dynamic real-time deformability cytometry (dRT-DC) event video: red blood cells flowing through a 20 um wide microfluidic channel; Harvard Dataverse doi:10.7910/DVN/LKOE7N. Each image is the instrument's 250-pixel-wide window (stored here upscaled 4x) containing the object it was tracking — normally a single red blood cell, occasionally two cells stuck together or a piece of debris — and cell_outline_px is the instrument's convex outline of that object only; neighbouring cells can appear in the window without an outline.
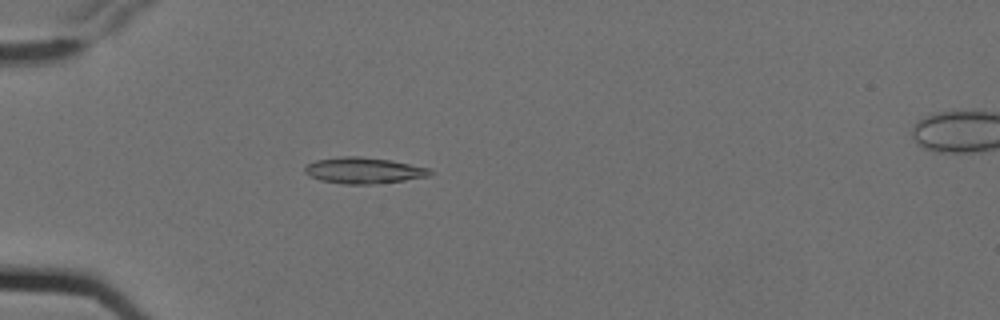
{"species": "Egyptian fruit bat (a non-hibernating species)", "species_latin": "Rousettus aegyptiacus", "temperature_condition": "cold", "stored_images_in_passage": 2, "camera_frame_rate_fps": 3000, "um_per_image_px": 0.085, "animal": {"sex": "female"}, "frame": {"image": 1, "passage_image": 1, "time_ms": 0.0, "image_size_px": [1000, 320], "cell_outline_px": [[432, 172], [428, 176], [404, 180], [372, 184], [344, 184], [320, 180], [308, 176], [304, 172], [304, 168], [308, 164], [316, 160], [344, 156], [360, 156], [392, 160], [432, 168]], "centroid_in_image_um": [30.92, 14.48], "position_along_channel_um": 54.1, "area_um2": 19.13}}